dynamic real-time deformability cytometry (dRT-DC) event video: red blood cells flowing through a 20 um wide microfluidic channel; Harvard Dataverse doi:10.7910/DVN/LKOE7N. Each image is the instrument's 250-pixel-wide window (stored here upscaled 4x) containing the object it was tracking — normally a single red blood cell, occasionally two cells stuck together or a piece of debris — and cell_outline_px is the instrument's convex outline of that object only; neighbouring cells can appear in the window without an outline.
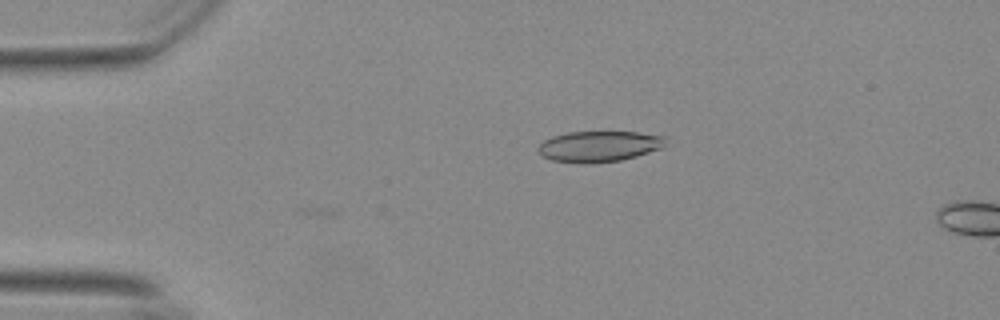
{"species": "Egyptian fruit bat (a non-hibernating species)", "species_latin": "Rousettus aegyptiacus", "temperature_condition": "warm", "stored_images_in_passage": 3, "camera_frame_rate_fps": 3000, "um_per_image_px": 0.085, "animal": {"sex": "female"}, "frame": {"image": 1, "passage_image": 1, "time_ms": 0.0, "image_size_px": [1000, 320], "cell_outline_px": [[664, 144], [660, 148], [636, 156], [620, 160], [552, 160], [544, 156], [536, 148], [544, 140], [552, 136], [568, 132], [640, 132], [664, 136]], "centroid_in_image_um": [50.93, 12.38], "position_along_channel_um": 34.1, "area_um2": 21.68}}